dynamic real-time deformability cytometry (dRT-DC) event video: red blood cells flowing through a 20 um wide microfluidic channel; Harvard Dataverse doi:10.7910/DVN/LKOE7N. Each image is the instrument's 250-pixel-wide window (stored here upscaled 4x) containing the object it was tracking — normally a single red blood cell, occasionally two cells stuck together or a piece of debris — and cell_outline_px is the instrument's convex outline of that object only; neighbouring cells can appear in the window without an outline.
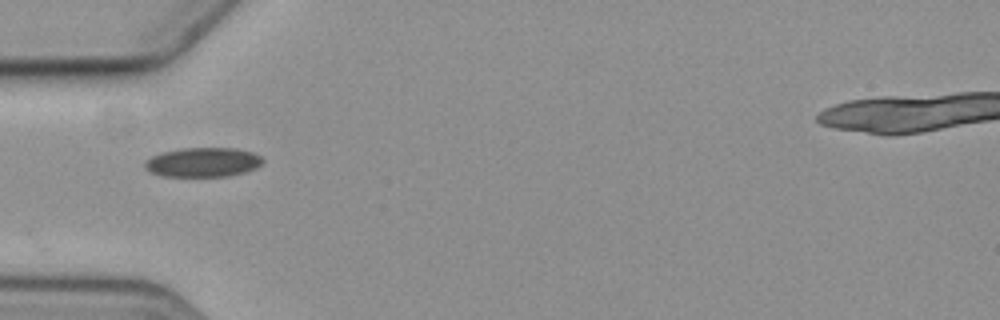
{"species": "common noctule bat (a hibernating species)", "species_latin": "Nyctalus noctula", "temperature_condition": "cold", "stored_images_in_passage": 7, "camera_frame_rate_fps": 3000, "um_per_image_px": 0.085, "animal": {"sex": "female", "body_mass_g": 19.3, "forearm_length_mm": 54.1}, "frame": {"image": 1, "passage_image": 1, "time_ms": 0.0, "image_size_px": [1000, 320], "cell_outline_px": [[264, 160], [256, 168], [244, 172], [228, 176], [160, 176], [144, 168], [144, 160], [160, 152], [180, 148], [236, 148], [252, 152], [260, 156]], "centroid_in_image_um": [17.21, 13.78], "position_along_channel_um": 67.8, "area_um2": 20.29}}
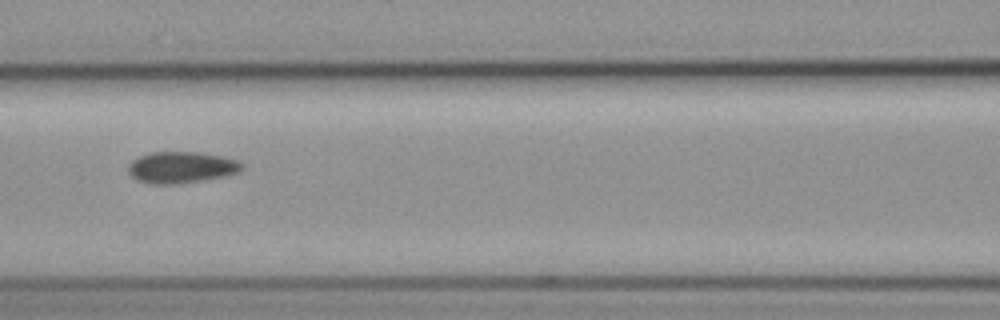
{"frame": {"image": 2, "passage_image": 3, "time_ms": 2.333, "image_size_px": [1000, 320], "cell_outline_px": [[244, 168], [240, 172], [224, 176], [204, 180], [176, 184], [148, 184], [136, 180], [128, 172], [128, 164], [132, 160], [140, 156], [152, 152], [200, 152], [224, 156], [236, 160], [244, 164]], "centroid_in_image_um": [15.42, 14.23], "position_along_channel_um": 151.2, "area_um2": 21.1}}
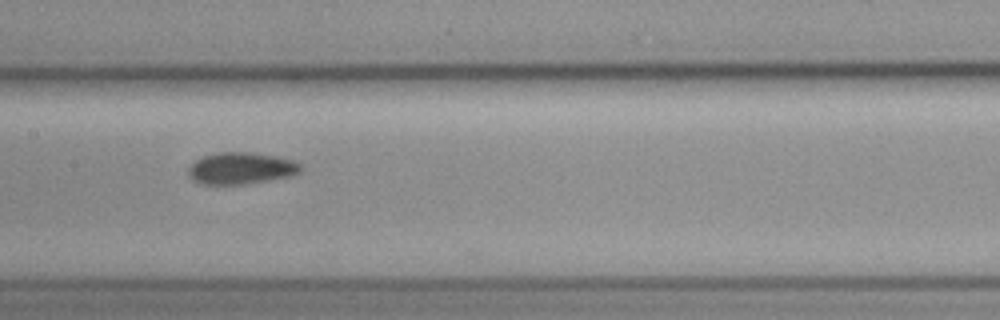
{"frame": {"image": 3, "passage_image": 4, "time_ms": 3.333, "image_size_px": [1000, 320], "cell_outline_px": [[304, 168], [300, 172], [288, 176], [244, 184], [200, 184], [192, 180], [188, 176], [188, 168], [196, 160], [204, 156], [216, 152], [252, 152], [276, 156], [292, 160], [300, 164]], "centroid_in_image_um": [20.46, 14.3], "position_along_channel_um": 186.9, "area_um2": 20.75}}